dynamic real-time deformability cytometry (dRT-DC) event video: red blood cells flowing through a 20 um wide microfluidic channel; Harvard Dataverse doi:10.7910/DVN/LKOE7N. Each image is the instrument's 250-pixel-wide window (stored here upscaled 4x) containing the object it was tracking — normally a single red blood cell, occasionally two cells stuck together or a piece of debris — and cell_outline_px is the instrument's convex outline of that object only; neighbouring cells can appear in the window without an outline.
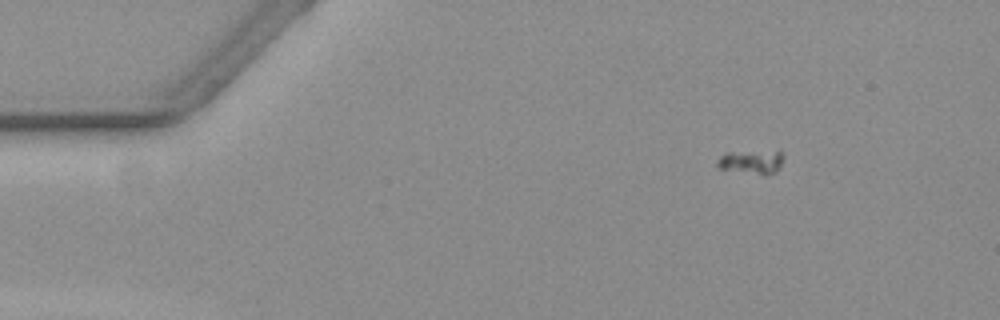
{"species": "common noctule bat (a hibernating species)", "species_latin": "Nyctalus noctula", "temperature_condition": "warm", "stored_images_in_passage": 60, "camera_frame_rate_fps": 3000, "um_per_image_px": 0.085, "animal": {"sex": "female", "body_mass_g": 19.3, "forearm_length_mm": 54.1}, "frame": {"image": 1, "passage_image": 9, "time_ms": 2.667, "image_size_px": [1000, 320], "cell_outline_px": [[784, 156], [780, 168], [776, 172], [768, 176], [764, 176], [720, 168], [716, 164], [716, 160], [724, 152], [780, 148], [784, 152]], "centroid_in_image_um": [63.97, 13.71], "position_along_channel_um": 21.0, "area_um2": 10.17}}